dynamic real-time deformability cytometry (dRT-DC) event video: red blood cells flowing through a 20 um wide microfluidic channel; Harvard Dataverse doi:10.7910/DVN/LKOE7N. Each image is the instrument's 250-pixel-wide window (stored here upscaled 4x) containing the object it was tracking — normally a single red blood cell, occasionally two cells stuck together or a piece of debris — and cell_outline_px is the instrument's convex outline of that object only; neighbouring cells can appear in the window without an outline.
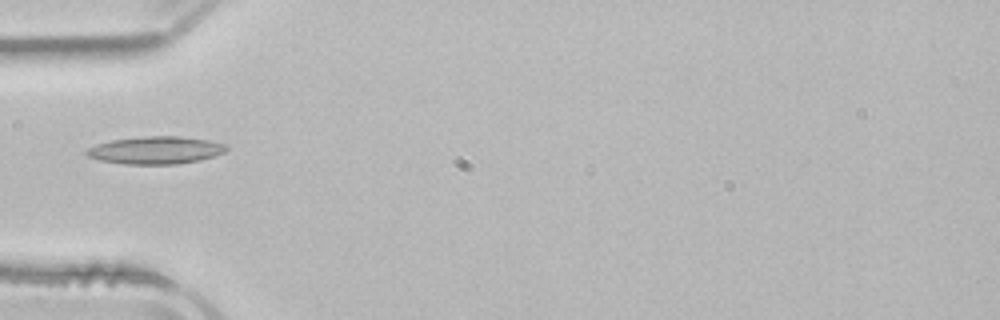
{"species": "common noctule bat (a hibernating species)", "species_latin": "Nyctalus noctula", "temperature_condition": "room temperature", "stored_images_in_passage": 1, "camera_frame_rate_fps": 3000, "um_per_image_px": 0.085, "animal": {"sex": "male", "body_mass_g": 21.5, "forearm_length_mm": 52.0}, "frame": {"image": 1, "passage_image": 1, "time_ms": 0.0, "image_size_px": [1000, 320], "cell_outline_px": [[228, 148], [224, 152], [216, 156], [200, 160], [176, 164], [124, 164], [100, 160], [88, 156], [84, 152], [88, 148], [96, 144], [112, 140], [144, 136], [180, 136], [208, 140], [224, 144]], "centroid_in_image_um": [13.23, 12.77], "position_along_channel_um": 71.8, "area_um2": 22.43}}